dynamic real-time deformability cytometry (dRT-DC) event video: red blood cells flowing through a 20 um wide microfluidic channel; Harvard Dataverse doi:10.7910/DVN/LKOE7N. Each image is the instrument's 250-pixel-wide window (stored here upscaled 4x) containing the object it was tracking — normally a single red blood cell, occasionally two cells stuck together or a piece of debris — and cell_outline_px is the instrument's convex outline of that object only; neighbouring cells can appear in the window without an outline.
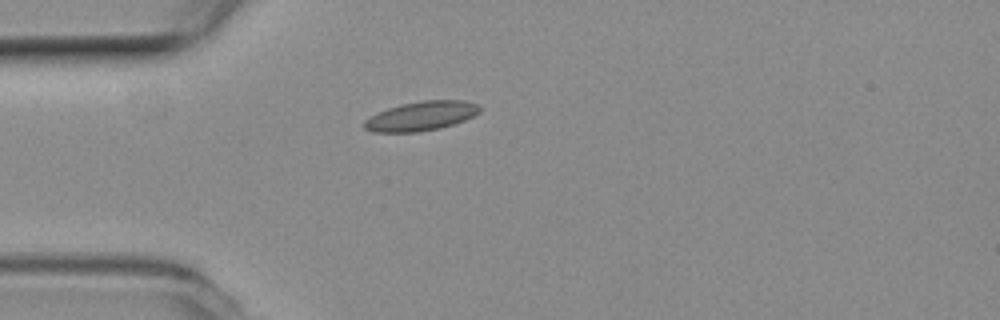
{"species": "common noctule bat (a hibernating species)", "species_latin": "Nyctalus noctula", "temperature_condition": "room temperature", "stored_images_in_passage": 2, "camera_frame_rate_fps": 3000, "um_per_image_px": 0.085, "animal": {"sex": "female", "body_mass_g": 19.3, "forearm_length_mm": 54.1}, "frame": {"image": 1, "passage_image": 1, "time_ms": 0.0, "image_size_px": [1000, 320], "cell_outline_px": [[480, 112], [464, 120], [440, 128], [416, 132], [372, 132], [364, 128], [364, 120], [388, 108], [400, 104], [424, 100], [464, 100], [476, 104], [480, 108]], "centroid_in_image_um": [35.79, 9.86], "position_along_channel_um": 49.2, "area_um2": 19.48}}